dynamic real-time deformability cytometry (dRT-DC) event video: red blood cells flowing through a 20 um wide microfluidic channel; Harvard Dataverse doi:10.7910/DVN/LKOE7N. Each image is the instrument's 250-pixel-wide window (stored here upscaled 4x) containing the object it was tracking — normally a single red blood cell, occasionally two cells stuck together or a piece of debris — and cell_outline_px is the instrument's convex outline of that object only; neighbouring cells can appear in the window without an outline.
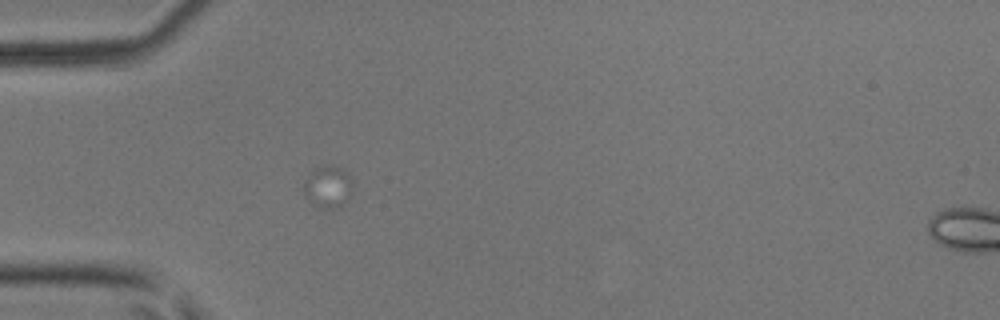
{"species": "common noctule bat (a hibernating species)", "species_latin": "Nyctalus noctula", "temperature_condition": "room temperature", "stored_images_in_passage": 2, "camera_frame_rate_fps": 3000, "um_per_image_px": 0.085, "animal": {"sex": "male", "body_mass_g": 17.9, "forearm_length_mm": 54.2}, "frame": {"image": 1, "passage_image": 1, "time_ms": 0.0, "image_size_px": [1000, 320], "cell_outline_px": [[352, 188], [348, 200], [340, 208], [320, 208], [312, 204], [304, 196], [300, 188], [304, 180], [316, 168], [324, 164], [328, 164], [340, 168], [352, 180]], "centroid_in_image_um": [27.82, 15.91], "position_along_channel_um": 57.2, "area_um2": 12.25}}